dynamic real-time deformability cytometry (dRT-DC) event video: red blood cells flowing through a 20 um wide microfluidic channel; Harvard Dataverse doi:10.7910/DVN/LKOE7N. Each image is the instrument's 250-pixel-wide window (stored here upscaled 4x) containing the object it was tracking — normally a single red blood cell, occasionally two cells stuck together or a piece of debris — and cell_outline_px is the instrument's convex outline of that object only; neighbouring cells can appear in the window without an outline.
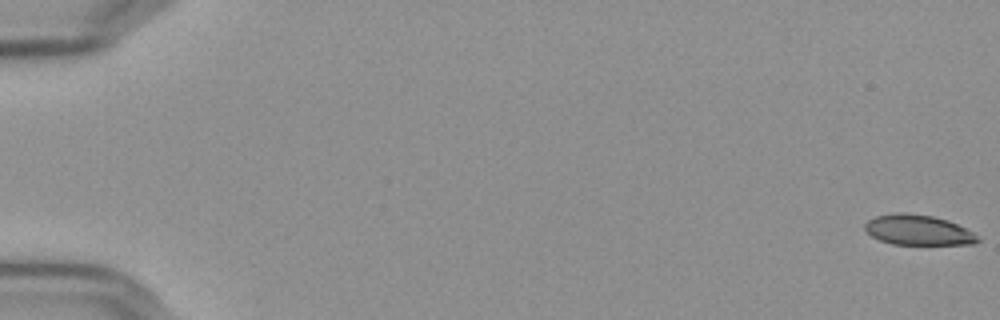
{"species": "Egyptian fruit bat (a non-hibernating species)", "species_latin": "Rousettus aegyptiacus", "temperature_condition": "cold", "stored_images_in_passage": 57, "camera_frame_rate_fps": 3000, "um_per_image_px": 0.085, "frame": {"image": 1, "passage_image": 1, "time_ms": 0.0, "image_size_px": [1000, 320], "cell_outline_px": [[980, 240], [972, 244], [892, 244], [880, 240], [872, 236], [864, 228], [864, 224], [868, 220], [876, 216], [896, 212], [904, 212], [932, 216], [948, 220], [972, 232]], "centroid_in_image_um": [78.0, 19.54], "position_along_channel_um": 7.0, "area_um2": 19.65}}
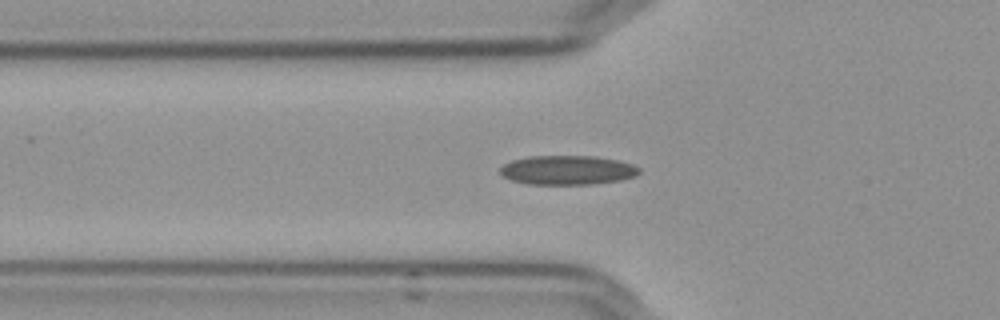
{"frame": {"image": 2, "passage_image": 21, "time_ms": 6.667, "image_size_px": [1000, 320], "cell_outline_px": [[640, 172], [636, 176], [620, 180], [592, 184], [524, 184], [512, 180], [504, 176], [500, 172], [500, 168], [504, 164], [512, 160], [528, 156], [596, 156], [616, 160], [632, 164], [640, 168]], "centroid_in_image_um": [48.23, 14.46], "position_along_channel_um": 77.6, "area_um2": 23.7}}
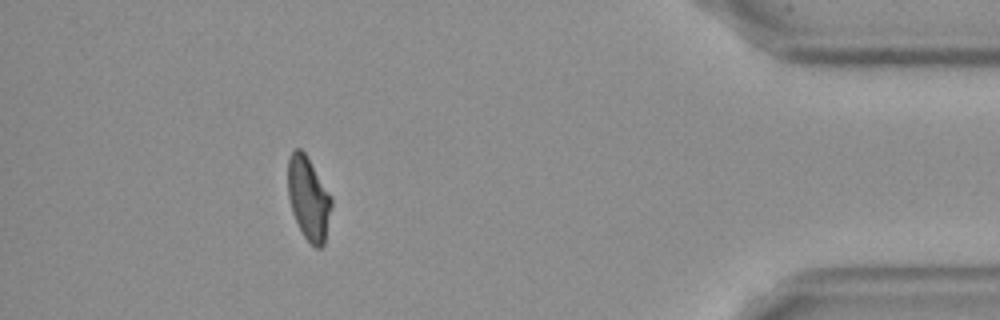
{"frame": {"image": 3, "passage_image": 52, "time_ms": 17.0, "image_size_px": [1000, 320], "cell_outline_px": [[332, 208], [324, 244], [320, 248], [316, 248], [304, 236], [292, 212], [288, 196], [288, 156], [296, 148], [300, 148], [304, 152], [332, 196]], "centroid_in_image_um": [26.23, 16.86], "position_along_channel_um": 409.0, "area_um2": 21.04}, "authors_computed_cell_mechanics": {"area_um2": 21.964, "velocity_mm_per_s": 3.6391, "shape_relaxation_time_tau1_ms": 9.5134, "shape_relaxation_time_tau2_ms": 2.4926, "deformation_change_tau1": 0.1934, "deformation_change_tau2": 0.0744}}